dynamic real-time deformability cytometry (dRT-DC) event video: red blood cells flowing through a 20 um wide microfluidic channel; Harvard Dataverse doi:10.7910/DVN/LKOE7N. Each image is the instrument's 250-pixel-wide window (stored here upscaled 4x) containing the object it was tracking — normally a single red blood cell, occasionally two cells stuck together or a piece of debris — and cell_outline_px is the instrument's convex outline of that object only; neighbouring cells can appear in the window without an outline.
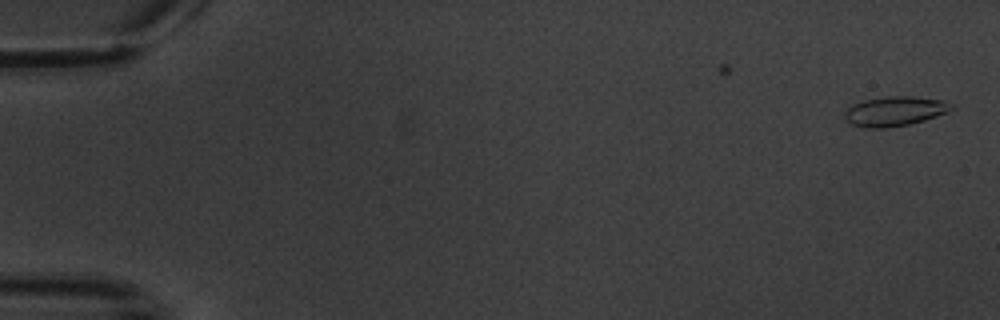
{"species": "common noctule bat (a hibernating species)", "species_latin": "Nyctalus noctula", "temperature_condition": "warm", "stored_images_in_passage": 2, "camera_frame_rate_fps": 3000, "um_per_image_px": 0.085, "animal": {"sex": "male", "body_mass_g": 20.1, "forearm_length_mm": 53.5}, "frame": {"image": 1, "passage_image": 2, "time_ms": 1.0, "image_size_px": [1000, 320], "cell_outline_px": [[956, 108], [948, 112], [924, 120], [908, 124], [884, 128], [864, 128], [848, 124], [844, 116], [844, 112], [852, 104], [864, 100], [888, 96], [912, 96], [944, 100], [956, 104]], "centroid_in_image_um": [76.07, 9.45], "position_along_channel_um": 8.9, "area_um2": 18.73}}